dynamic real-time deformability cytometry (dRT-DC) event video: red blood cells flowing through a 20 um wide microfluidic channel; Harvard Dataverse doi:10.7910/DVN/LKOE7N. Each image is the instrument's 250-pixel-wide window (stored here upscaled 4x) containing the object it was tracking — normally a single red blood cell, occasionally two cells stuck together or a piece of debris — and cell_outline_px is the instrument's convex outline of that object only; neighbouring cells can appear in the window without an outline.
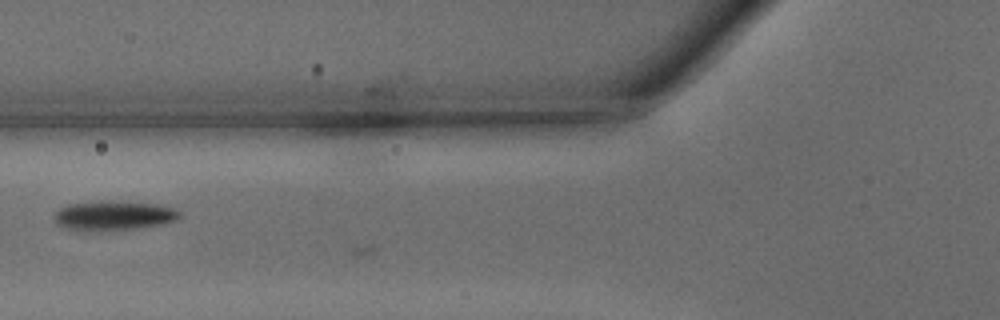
{"species": "common noctule bat (a hibernating species)", "species_latin": "Nyctalus noctula", "temperature_condition": "warm", "stored_images_in_passage": 7, "camera_frame_rate_fps": 3000, "um_per_image_px": 0.085, "animal": {"sex": "male", "body_mass_g": 15.6}, "frame": {"image": 1, "passage_image": 4, "time_ms": 1.0, "image_size_px": [1000, 320], "cell_outline_px": [[180, 216], [176, 220], [164, 224], [136, 228], [92, 232], [84, 232], [64, 228], [52, 216], [60, 208], [68, 204], [100, 200], [160, 204], [176, 208], [180, 212]], "centroid_in_image_um": [9.66, 18.33], "position_along_channel_um": 116.1, "area_um2": 21.96}}